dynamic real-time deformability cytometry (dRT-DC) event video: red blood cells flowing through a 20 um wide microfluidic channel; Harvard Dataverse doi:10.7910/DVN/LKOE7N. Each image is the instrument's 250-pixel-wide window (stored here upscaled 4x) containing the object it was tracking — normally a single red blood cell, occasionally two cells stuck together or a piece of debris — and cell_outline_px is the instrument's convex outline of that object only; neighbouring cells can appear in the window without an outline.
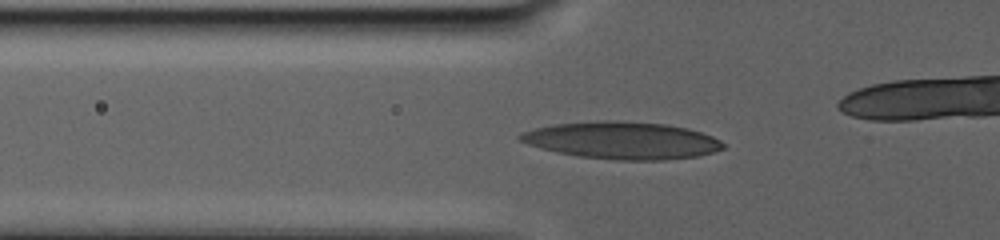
{"species": "human", "species_latin": "Homo sapiens", "temperature_condition": "warm", "stored_images_in_passage": 29, "camera_frame_rate_fps": 3000, "um_per_image_px": 0.085, "donor": {"sex": "male"}, "frame": {"image": 1, "passage_image": 13, "time_ms": 8.667, "image_size_px": [1000, 240], "cell_outline_px": [[724, 148], [712, 152], [696, 156], [664, 160], [620, 160], [580, 156], [556, 152], [540, 148], [528, 144], [520, 140], [516, 136], [524, 132], [536, 128], [552, 124], [596, 120], [620, 120], [668, 124], [688, 128], [712, 136], [720, 140], [724, 144]], "centroid_in_image_um": [52.87, 11.92], "position_along_channel_um": 72.9, "area_um2": 44.1}}
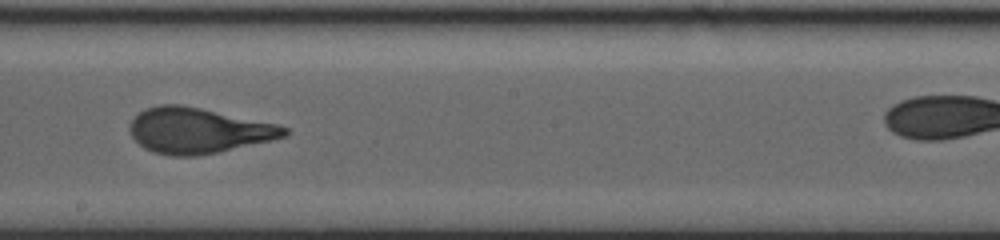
{"frame": {"image": 2, "passage_image": 20, "time_ms": 15.333, "image_size_px": [1000, 240], "cell_outline_px": [[288, 136], [272, 140], [216, 152], [196, 156], [172, 156], [152, 152], [144, 148], [132, 136], [128, 128], [128, 124], [144, 108], [156, 104], [180, 104], [200, 108], [276, 124], [288, 128]], "centroid_in_image_um": [16.8, 11.09], "position_along_channel_um": 231.4, "area_um2": 40.81}}
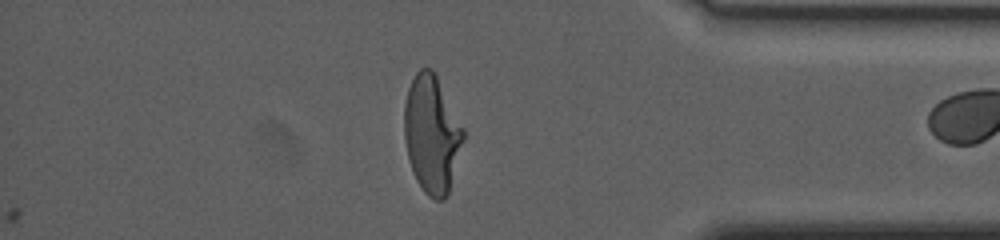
{"frame": {"image": 3, "passage_image": 28, "time_ms": 23.0, "image_size_px": [1000, 240], "cell_outline_px": [[464, 140], [448, 196], [444, 200], [436, 200], [428, 196], [424, 192], [416, 180], [412, 172], [408, 160], [404, 136], [404, 104], [408, 88], [416, 72], [420, 68], [432, 68], [464, 128]], "centroid_in_image_um": [36.7, 11.43], "position_along_channel_um": 398.5, "area_um2": 40.69}, "authors_computed_cell_mechanics": {"area_um2": 40.0554, "velocity_mm_per_s": 2.4157, "shape_relaxation_time_tau1_ms": 8.5689, "shape_relaxation_time_tau2_ms": null, "deformation_change_tau1": 0.2788, "deformation_change_tau2": null}}